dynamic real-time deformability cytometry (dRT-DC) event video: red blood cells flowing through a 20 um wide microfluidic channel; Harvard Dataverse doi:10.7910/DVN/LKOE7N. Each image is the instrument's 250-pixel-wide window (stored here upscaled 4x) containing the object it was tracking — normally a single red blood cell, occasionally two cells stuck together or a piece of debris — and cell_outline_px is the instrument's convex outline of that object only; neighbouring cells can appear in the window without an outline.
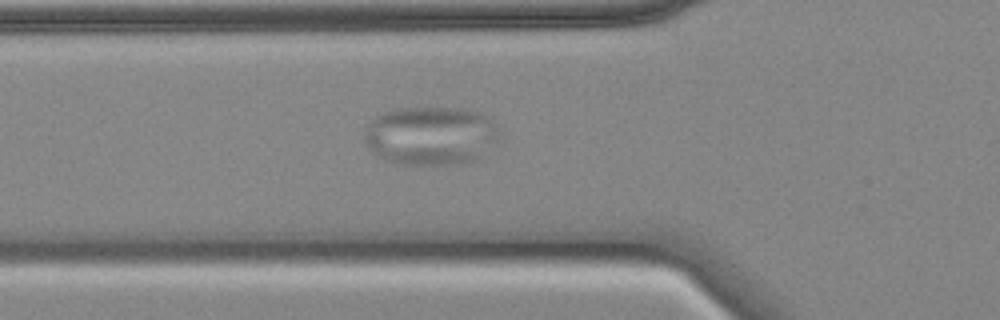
{"species": "common noctule bat (a hibernating species)", "species_latin": "Nyctalus noctula", "temperature_condition": "cold", "stored_images_in_passage": 58, "camera_frame_rate_fps": 3000, "um_per_image_px": 0.085, "animal": {"sex": "female", "body_mass_g": 18.4}, "frame": {"image": 1, "passage_image": 19, "time_ms": 6.0, "image_size_px": [1000, 320], "cell_outline_px": [[496, 136], [472, 160], [452, 164], [396, 164], [380, 156], [364, 140], [364, 128], [376, 116], [392, 108], [456, 108], [480, 112], [496, 128]], "centroid_in_image_um": [36.48, 11.5], "position_along_channel_um": 89.3, "area_um2": 44.62}}
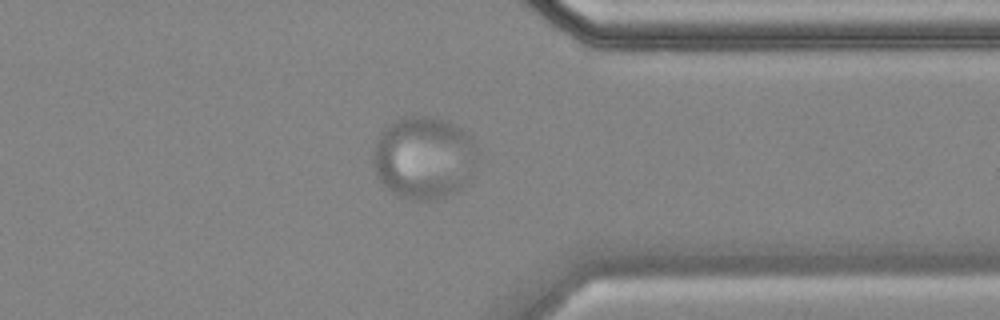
{"frame": {"image": 2, "passage_image": 45, "time_ms": 14.667, "image_size_px": [1000, 320], "cell_outline_px": [[480, 152], [460, 188], [436, 200], [412, 200], [400, 196], [392, 192], [380, 180], [376, 172], [372, 160], [376, 144], [380, 132], [384, 128], [400, 116], [428, 116], [444, 120], [460, 128], [472, 136]], "centroid_in_image_um": [36.01, 13.37], "position_along_channel_um": 375.4, "area_um2": 49.82}}
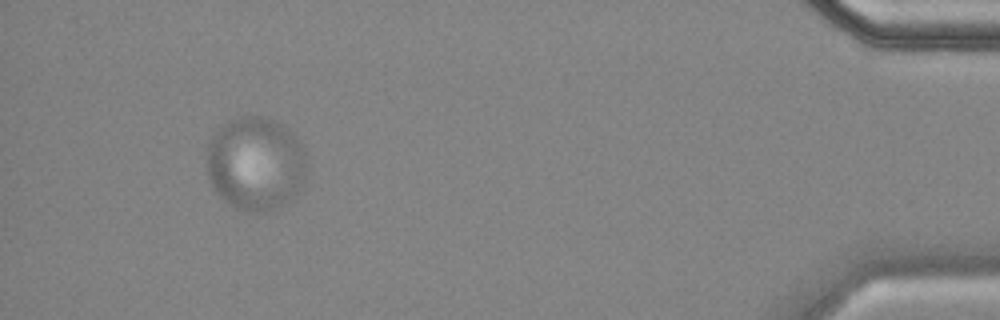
{"frame": {"image": 3, "passage_image": 54, "time_ms": 17.667, "image_size_px": [1000, 320], "cell_outline_px": [[304, 180], [300, 188], [292, 196], [280, 204], [272, 208], [240, 208], [232, 204], [216, 192], [208, 180], [208, 144], [216, 132], [228, 120], [240, 116], [268, 116], [280, 124], [296, 136], [300, 140], [304, 152]], "centroid_in_image_um": [21.71, 13.81], "position_along_channel_um": 413.5, "area_um2": 53.06}}